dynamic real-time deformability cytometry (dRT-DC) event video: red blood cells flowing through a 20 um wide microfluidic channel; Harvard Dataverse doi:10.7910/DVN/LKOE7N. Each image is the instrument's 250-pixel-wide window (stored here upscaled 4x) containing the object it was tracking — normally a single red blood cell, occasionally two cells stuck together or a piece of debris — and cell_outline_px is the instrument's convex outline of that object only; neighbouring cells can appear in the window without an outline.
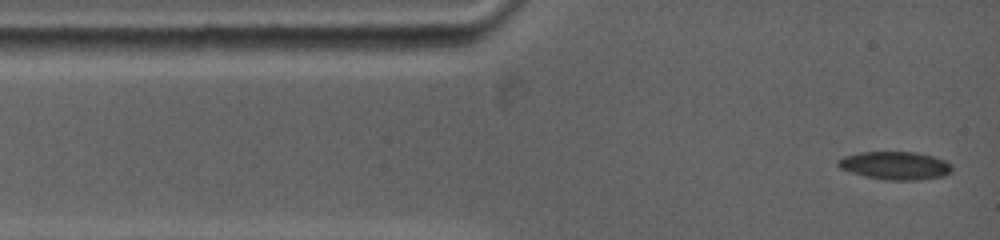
{"species": "common noctule bat (a hibernating species)", "species_latin": "Nyctalus noctula", "temperature_condition": "warm", "stored_images_in_passage": 41, "camera_frame_rate_fps": 5000, "um_per_image_px": 0.085, "animal": {"sex": "female", "body_mass_g": 19.0, "forearm_length_mm": 53.3}, "frame": {"image": 1, "passage_image": 1, "time_ms": 0.0, "image_size_px": [1000, 240], "cell_outline_px": [[952, 172], [944, 176], [920, 180], [888, 180], [868, 176], [852, 172], [840, 168], [836, 164], [836, 160], [844, 156], [860, 152], [916, 152], [932, 156], [944, 160], [952, 164]], "centroid_in_image_um": [76.12, 14.07], "position_along_channel_um": 8.9, "area_um2": 18.61}}
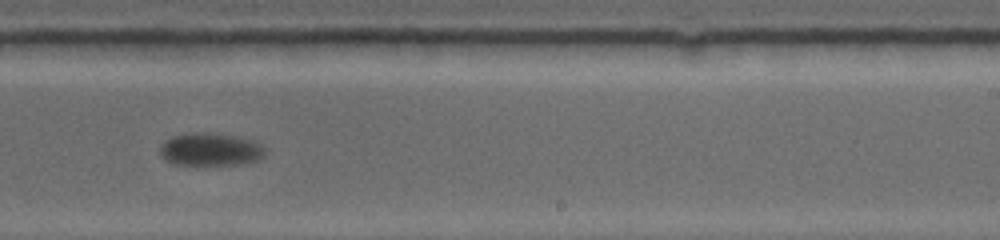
{"frame": {"image": 2, "passage_image": 24, "time_ms": 8.4, "image_size_px": [1000, 240], "cell_outline_px": [[264, 156], [260, 160], [236, 164], [196, 168], [176, 164], [164, 160], [160, 156], [160, 144], [164, 140], [172, 136], [196, 132], [236, 136], [252, 140], [260, 144], [264, 148]], "centroid_in_image_um": [17.82, 12.76], "position_along_channel_um": 271.2, "area_um2": 20.81}}
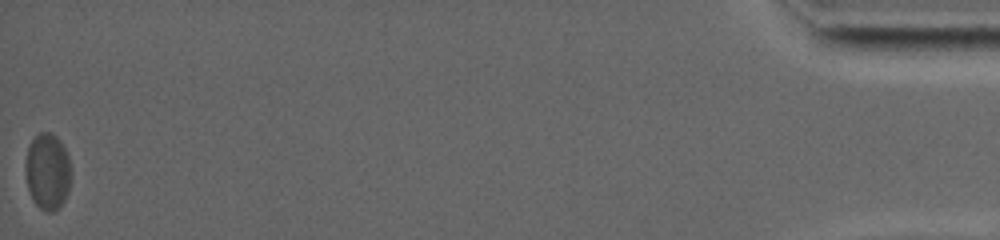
{"frame": {"image": 3, "passage_image": 41, "time_ms": 17.4, "image_size_px": [1000, 240], "cell_outline_px": [[72, 172], [68, 192], [60, 208], [52, 212], [44, 212], [32, 200], [28, 188], [24, 172], [24, 168], [28, 148], [32, 140], [40, 132], [52, 132], [60, 140], [68, 156]], "centroid_in_image_um": [4.05, 14.6], "position_along_channel_um": 431.2, "area_um2": 20.69}}